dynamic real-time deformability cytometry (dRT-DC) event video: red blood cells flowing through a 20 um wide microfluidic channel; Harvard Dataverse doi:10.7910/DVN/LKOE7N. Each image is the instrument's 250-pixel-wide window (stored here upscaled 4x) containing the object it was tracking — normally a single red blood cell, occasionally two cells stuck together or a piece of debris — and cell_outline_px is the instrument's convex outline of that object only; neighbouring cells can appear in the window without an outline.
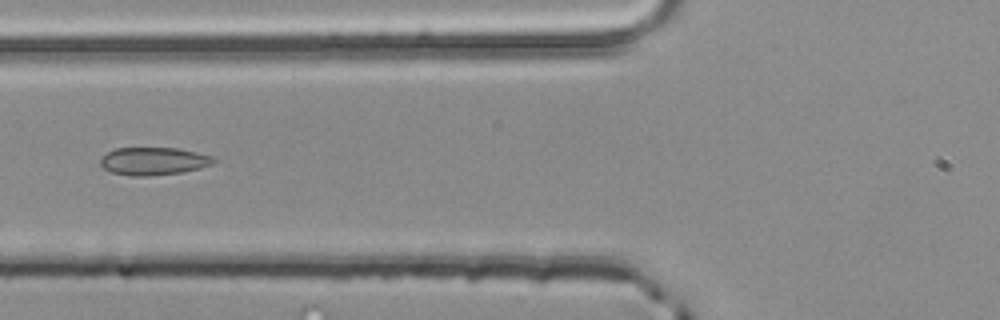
{"species": "common noctule bat (a hibernating species)", "species_latin": "Nyctalus noctula", "temperature_condition": "room temperature", "stored_images_in_passage": 4, "camera_frame_rate_fps": 3000, "um_per_image_px": 0.085, "animal": {"sex": "male", "body_mass_g": 20.4}, "frame": {"image": 1, "passage_image": 4, "time_ms": 1.0, "image_size_px": [1000, 320], "cell_outline_px": [[220, 160], [212, 164], [200, 168], [180, 172], [144, 176], [132, 176], [112, 172], [104, 168], [100, 164], [100, 160], [108, 152], [116, 148], [176, 148], [196, 152], [212, 156]], "centroid_in_image_um": [13.08, 13.69], "position_along_channel_um": 112.7, "area_um2": 18.15}}